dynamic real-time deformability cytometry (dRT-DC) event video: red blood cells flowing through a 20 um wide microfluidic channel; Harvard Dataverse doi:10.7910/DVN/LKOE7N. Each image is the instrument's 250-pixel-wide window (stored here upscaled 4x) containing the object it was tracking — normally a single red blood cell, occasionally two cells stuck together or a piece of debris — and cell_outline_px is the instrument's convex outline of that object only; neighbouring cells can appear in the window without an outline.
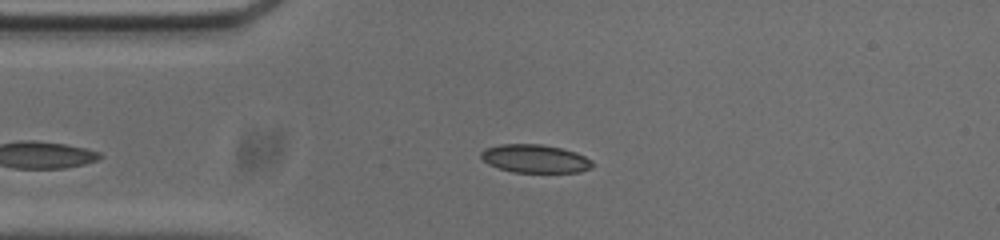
{"species": "common noctule bat (a hibernating species)", "species_latin": "Nyctalus noctula", "temperature_condition": "cold", "stored_images_in_passage": 31, "camera_frame_rate_fps": 3000, "um_per_image_px": 0.085, "animal": {"sex": "male", "body_mass_g": 20.0, "forearm_length_mm": 53.3}, "frame": {"image": 1, "passage_image": 3, "time_ms": 0.667, "image_size_px": [1000, 240], "cell_outline_px": [[592, 168], [580, 172], [512, 172], [488, 164], [480, 156], [480, 152], [484, 148], [500, 144], [540, 144], [560, 148], [576, 152], [592, 160]], "centroid_in_image_um": [45.47, 13.48], "position_along_channel_um": 39.5, "area_um2": 18.32}}
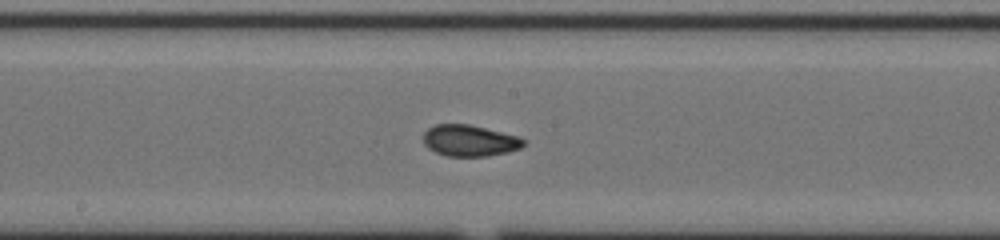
{"frame": {"image": 2, "passage_image": 18, "time_ms": 5.667, "image_size_px": [1000, 240], "cell_outline_px": [[524, 144], [520, 148], [508, 152], [488, 156], [448, 156], [436, 152], [428, 148], [424, 144], [424, 132], [428, 128], [436, 124], [468, 124], [520, 136], [524, 140]], "centroid_in_image_um": [39.92, 11.95], "position_along_channel_um": 208.3, "area_um2": 18.26}}
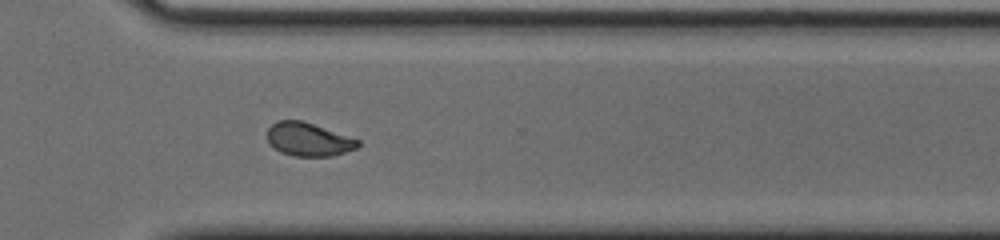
{"frame": {"image": 3, "passage_image": 29, "time_ms": 9.333, "image_size_px": [1000, 240], "cell_outline_px": [[360, 144], [356, 148], [332, 156], [296, 156], [280, 152], [268, 144], [268, 128], [276, 120], [304, 120], [360, 140]], "centroid_in_image_um": [26.2, 11.83], "position_along_channel_um": 344.4, "area_um2": 17.74}, "authors_computed_cell_mechanics": {"area_um2": 18.0914, "velocity_mm_per_s": 3.7092, "shape_relaxation_time_tau1_ms": 8.6481, "shape_relaxation_time_tau2_ms": 1.2422, "deformation_change_tau1": 0.2238, "deformation_change_tau2": 0.066}}